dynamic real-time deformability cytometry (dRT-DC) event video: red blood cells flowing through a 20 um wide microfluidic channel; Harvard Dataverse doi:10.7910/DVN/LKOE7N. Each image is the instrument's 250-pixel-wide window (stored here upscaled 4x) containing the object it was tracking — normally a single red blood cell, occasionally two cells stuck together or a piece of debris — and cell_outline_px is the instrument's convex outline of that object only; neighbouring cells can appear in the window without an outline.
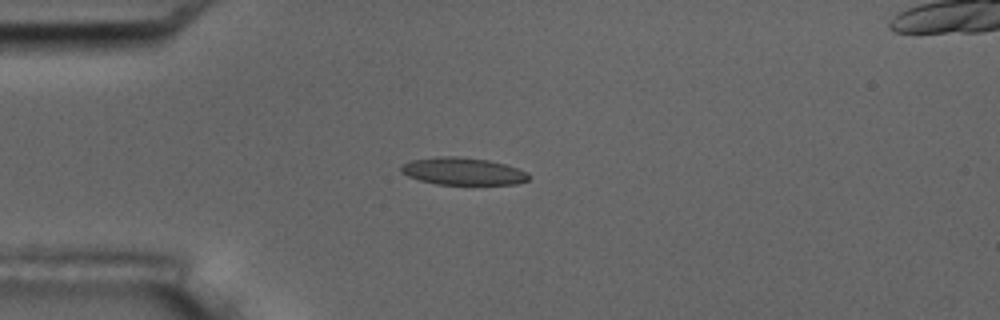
{"species": "common noctule bat (a hibernating species)", "species_latin": "Nyctalus noctula", "temperature_condition": "room temperature", "stored_images_in_passage": 5, "camera_frame_rate_fps": 3000, "um_per_image_px": 0.085, "animal": {"sex": "male", "body_mass_g": 17.5, "forearm_length_mm": 52.3}, "frame": {"image": 1, "passage_image": 4, "time_ms": 3.667, "image_size_px": [1000, 320], "cell_outline_px": [[528, 180], [516, 184], [436, 184], [420, 180], [408, 176], [400, 172], [400, 168], [404, 164], [412, 160], [436, 156], [460, 156], [488, 160], [504, 164], [528, 172]], "centroid_in_image_um": [39.33, 14.55], "position_along_channel_um": 45.7, "area_um2": 20.23}}